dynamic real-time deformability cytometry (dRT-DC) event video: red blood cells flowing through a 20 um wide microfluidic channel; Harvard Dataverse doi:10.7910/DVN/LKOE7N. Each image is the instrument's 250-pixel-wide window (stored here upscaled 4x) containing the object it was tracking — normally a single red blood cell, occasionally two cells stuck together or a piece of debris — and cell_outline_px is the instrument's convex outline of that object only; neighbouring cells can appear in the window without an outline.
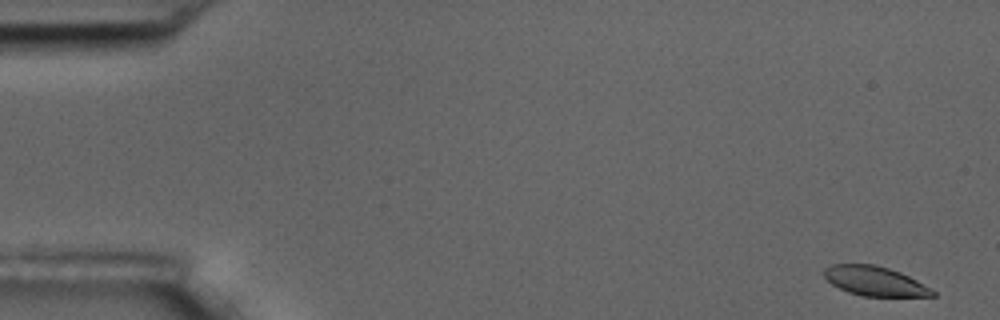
{"species": "common noctule bat (a hibernating species)", "species_latin": "Nyctalus noctula", "temperature_condition": "room temperature", "stored_images_in_passage": 6, "camera_frame_rate_fps": 3000, "um_per_image_px": 0.085, "animal": {"sex": "male", "body_mass_g": 17.5, "forearm_length_mm": 52.3}, "frame": {"image": 1, "passage_image": 1, "time_ms": 0.0, "image_size_px": [1000, 320], "cell_outline_px": [[936, 296], [860, 296], [848, 292], [832, 284], [824, 276], [824, 268], [832, 264], [876, 264], [900, 272], [916, 280], [936, 292]], "centroid_in_image_um": [74.34, 23.89], "position_along_channel_um": 10.7, "area_um2": 18.5}}
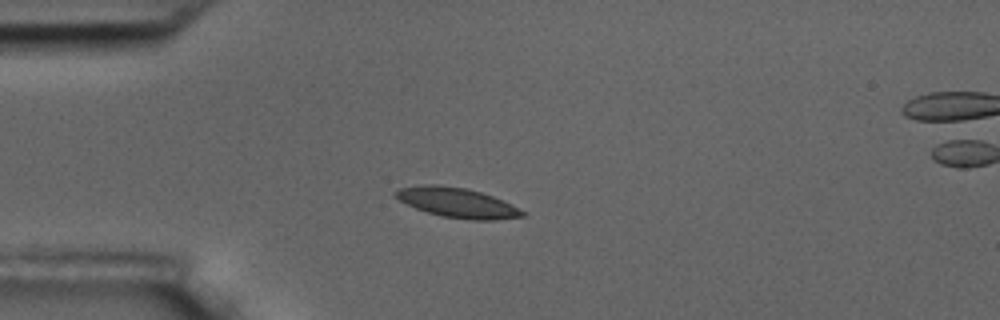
{"frame": {"image": 2, "passage_image": 5, "time_ms": 4.333, "image_size_px": [1000, 320], "cell_outline_px": [[528, 216], [496, 220], [472, 220], [440, 216], [416, 208], [392, 196], [400, 188], [424, 184], [440, 184], [468, 188], [504, 200], [528, 212]], "centroid_in_image_um": [38.94, 17.23], "position_along_channel_um": 46.1, "area_um2": 22.31}}